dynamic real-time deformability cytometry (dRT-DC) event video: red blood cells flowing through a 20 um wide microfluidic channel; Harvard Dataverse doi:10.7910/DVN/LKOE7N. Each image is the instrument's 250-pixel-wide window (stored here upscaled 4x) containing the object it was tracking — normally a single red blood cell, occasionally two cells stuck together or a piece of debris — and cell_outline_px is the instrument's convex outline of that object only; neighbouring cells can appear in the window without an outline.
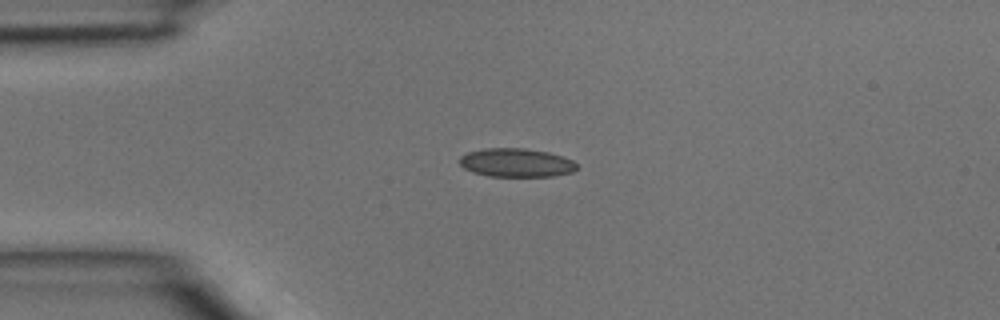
{"species": "common noctule bat (a hibernating species)", "species_latin": "Nyctalus noctula", "temperature_condition": "room temperature", "stored_images_in_passage": 2, "camera_frame_rate_fps": 3000, "um_per_image_px": 0.085, "animal": {"sex": "male", "body_mass_g": 15.6}, "frame": {"image": 1, "passage_image": 2, "time_ms": 0.333, "image_size_px": [1000, 320], "cell_outline_px": [[580, 168], [572, 172], [552, 176], [488, 176], [472, 172], [464, 168], [460, 164], [460, 156], [468, 152], [484, 148], [524, 148], [548, 152], [572, 160]], "centroid_in_image_um": [43.87, 13.83], "position_along_channel_um": 41.1, "area_um2": 19.54}}